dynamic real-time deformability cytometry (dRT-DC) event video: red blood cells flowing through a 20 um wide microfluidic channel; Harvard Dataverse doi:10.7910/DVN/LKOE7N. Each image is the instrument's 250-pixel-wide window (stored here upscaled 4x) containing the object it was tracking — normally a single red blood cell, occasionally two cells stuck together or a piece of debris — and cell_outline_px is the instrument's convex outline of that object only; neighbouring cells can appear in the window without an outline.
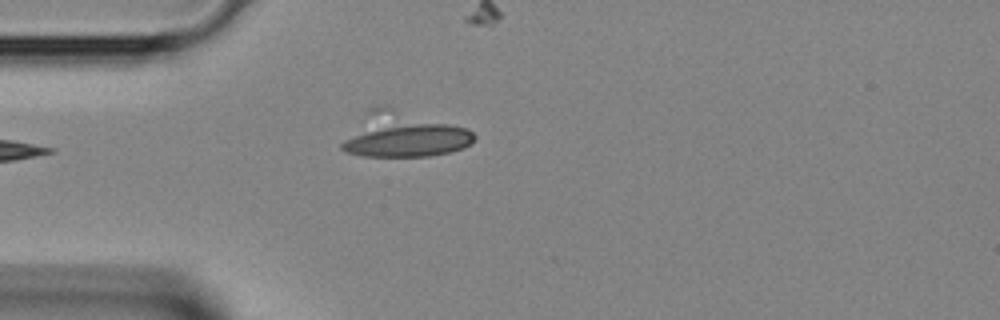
{"species": "Egyptian fruit bat (a non-hibernating species)", "species_latin": "Rousettus aegyptiacus", "temperature_condition": "room temperature", "stored_images_in_passage": 4, "camera_frame_rate_fps": 3000, "um_per_image_px": 0.085, "animal": {"sex": "female"}, "frame": {"image": 1, "passage_image": 4, "time_ms": 1.0, "image_size_px": [1000, 320], "cell_outline_px": [[476, 136], [472, 144], [464, 148], [448, 152], [428, 156], [364, 156], [344, 152], [340, 148], [340, 144], [368, 108], [384, 104], [468, 128]], "centroid_in_image_um": [34.31, 11.43], "position_along_channel_um": 50.7, "area_um2": 35.03}}